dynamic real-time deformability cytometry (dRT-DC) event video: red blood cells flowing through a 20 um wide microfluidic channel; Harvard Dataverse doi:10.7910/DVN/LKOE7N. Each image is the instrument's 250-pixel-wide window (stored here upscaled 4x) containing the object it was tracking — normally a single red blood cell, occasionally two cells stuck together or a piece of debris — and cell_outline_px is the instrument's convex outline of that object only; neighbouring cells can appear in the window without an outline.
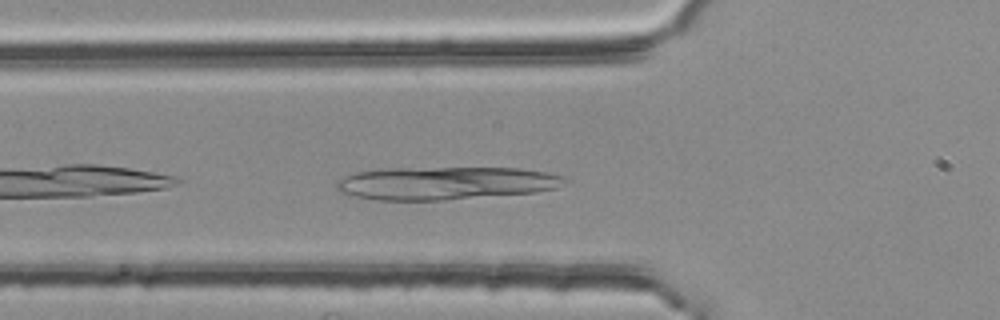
{"species": "common noctule bat (a hibernating species)", "species_latin": "Nyctalus noctula", "temperature_condition": "room temperature", "stored_images_in_passage": 29, "camera_frame_rate_fps": 3000, "um_per_image_px": 0.085, "animal": {"sex": "female", "body_mass_g": 25.1}, "frame": {"image": 1, "passage_image": 3, "time_ms": 0.667, "image_size_px": [1000, 320], "cell_outline_px": [[572, 180], [556, 188], [536, 192], [444, 200], [376, 200], [356, 196], [340, 192], [336, 188], [336, 180], [344, 176], [356, 172], [380, 168], [520, 168], [544, 172], [564, 176]], "centroid_in_image_um": [37.87, 15.56], "position_along_channel_um": 87.9, "area_um2": 44.1}}
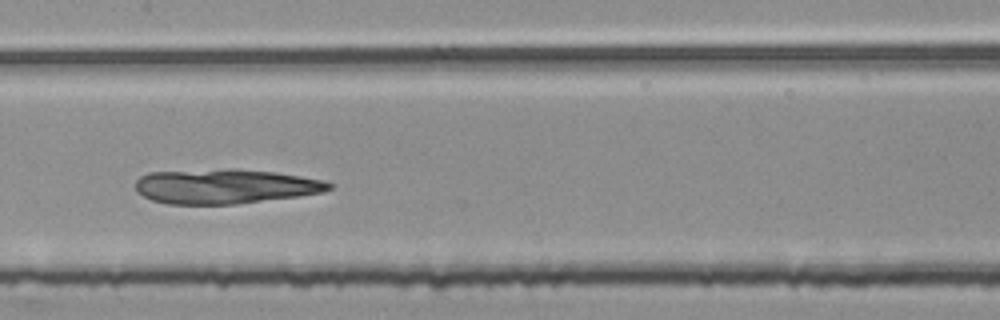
{"frame": {"image": 2, "passage_image": 11, "time_ms": 3.333, "image_size_px": [1000, 320], "cell_outline_px": [[336, 184], [332, 188], [324, 192], [296, 196], [236, 204], [168, 204], [152, 200], [136, 192], [136, 180], [140, 176], [148, 172], [228, 168], [232, 168], [276, 172], [324, 180]], "centroid_in_image_um": [19.13, 15.83], "position_along_channel_um": 188.3, "area_um2": 39.36}}
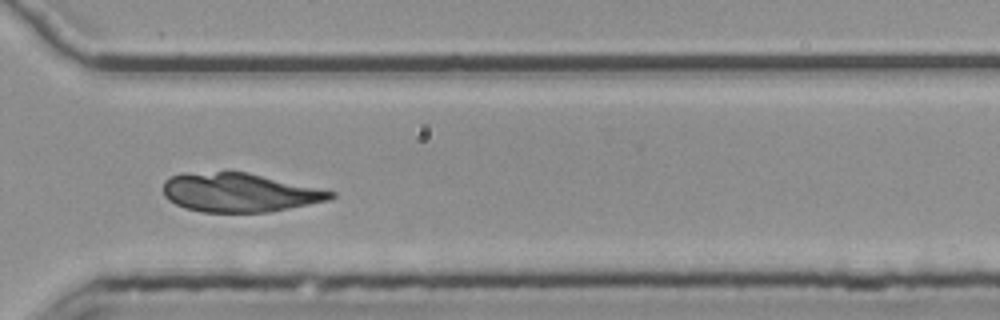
{"frame": {"image": 3, "passage_image": 24, "time_ms": 7.667, "image_size_px": [1000, 320], "cell_outline_px": [[336, 196], [332, 200], [268, 212], [200, 212], [184, 208], [168, 200], [164, 196], [164, 180], [168, 176], [184, 172], [248, 172], [336, 192]], "centroid_in_image_um": [20.33, 16.36], "position_along_channel_um": 350.3, "area_um2": 38.21}}